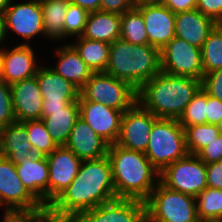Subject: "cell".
Instances as JSON below:
<instances>
[{"label":"cell","instance_id":"obj_1","mask_svg":"<svg viewBox=\"0 0 222 222\" xmlns=\"http://www.w3.org/2000/svg\"><path fill=\"white\" fill-rule=\"evenodd\" d=\"M116 198L109 157L82 160L75 179L46 208L45 219L67 222L80 212Z\"/></svg>","mask_w":222,"mask_h":222},{"label":"cell","instance_id":"obj_2","mask_svg":"<svg viewBox=\"0 0 222 222\" xmlns=\"http://www.w3.org/2000/svg\"><path fill=\"white\" fill-rule=\"evenodd\" d=\"M201 87L202 80L162 71L137 90V101L156 118L178 120Z\"/></svg>","mask_w":222,"mask_h":222},{"label":"cell","instance_id":"obj_3","mask_svg":"<svg viewBox=\"0 0 222 222\" xmlns=\"http://www.w3.org/2000/svg\"><path fill=\"white\" fill-rule=\"evenodd\" d=\"M116 197L145 202L159 182L160 173L143 152L110 144L108 154Z\"/></svg>","mask_w":222,"mask_h":222},{"label":"cell","instance_id":"obj_4","mask_svg":"<svg viewBox=\"0 0 222 222\" xmlns=\"http://www.w3.org/2000/svg\"><path fill=\"white\" fill-rule=\"evenodd\" d=\"M104 72L138 90L162 72L161 50L149 44L136 45L116 39L110 44L109 61Z\"/></svg>","mask_w":222,"mask_h":222},{"label":"cell","instance_id":"obj_5","mask_svg":"<svg viewBox=\"0 0 222 222\" xmlns=\"http://www.w3.org/2000/svg\"><path fill=\"white\" fill-rule=\"evenodd\" d=\"M0 208L17 220L45 219L46 209L26 190L15 165L0 156Z\"/></svg>","mask_w":222,"mask_h":222},{"label":"cell","instance_id":"obj_6","mask_svg":"<svg viewBox=\"0 0 222 222\" xmlns=\"http://www.w3.org/2000/svg\"><path fill=\"white\" fill-rule=\"evenodd\" d=\"M144 154L159 173L189 154L184 128L177 119L158 118L153 123L149 144Z\"/></svg>","mask_w":222,"mask_h":222},{"label":"cell","instance_id":"obj_7","mask_svg":"<svg viewBox=\"0 0 222 222\" xmlns=\"http://www.w3.org/2000/svg\"><path fill=\"white\" fill-rule=\"evenodd\" d=\"M147 222H197L196 197L171 190L160 181L145 201Z\"/></svg>","mask_w":222,"mask_h":222},{"label":"cell","instance_id":"obj_8","mask_svg":"<svg viewBox=\"0 0 222 222\" xmlns=\"http://www.w3.org/2000/svg\"><path fill=\"white\" fill-rule=\"evenodd\" d=\"M103 103L123 113L137 102V90L128 82L105 72H93L79 90V99Z\"/></svg>","mask_w":222,"mask_h":222},{"label":"cell","instance_id":"obj_9","mask_svg":"<svg viewBox=\"0 0 222 222\" xmlns=\"http://www.w3.org/2000/svg\"><path fill=\"white\" fill-rule=\"evenodd\" d=\"M159 181L171 190L196 197L207 188L206 164L196 155L188 154L167 166Z\"/></svg>","mask_w":222,"mask_h":222},{"label":"cell","instance_id":"obj_10","mask_svg":"<svg viewBox=\"0 0 222 222\" xmlns=\"http://www.w3.org/2000/svg\"><path fill=\"white\" fill-rule=\"evenodd\" d=\"M20 1L12 0L2 13L6 38L14 33L23 39L18 45H31L30 41L36 36L45 37L41 4L40 0Z\"/></svg>","mask_w":222,"mask_h":222},{"label":"cell","instance_id":"obj_11","mask_svg":"<svg viewBox=\"0 0 222 222\" xmlns=\"http://www.w3.org/2000/svg\"><path fill=\"white\" fill-rule=\"evenodd\" d=\"M163 72L203 80L201 49L179 37H174L161 49Z\"/></svg>","mask_w":222,"mask_h":222},{"label":"cell","instance_id":"obj_12","mask_svg":"<svg viewBox=\"0 0 222 222\" xmlns=\"http://www.w3.org/2000/svg\"><path fill=\"white\" fill-rule=\"evenodd\" d=\"M67 222H147L146 205L140 200L116 198L80 212Z\"/></svg>","mask_w":222,"mask_h":222},{"label":"cell","instance_id":"obj_13","mask_svg":"<svg viewBox=\"0 0 222 222\" xmlns=\"http://www.w3.org/2000/svg\"><path fill=\"white\" fill-rule=\"evenodd\" d=\"M138 101L122 115L117 145L145 153L153 123L157 120Z\"/></svg>","mask_w":222,"mask_h":222},{"label":"cell","instance_id":"obj_14","mask_svg":"<svg viewBox=\"0 0 222 222\" xmlns=\"http://www.w3.org/2000/svg\"><path fill=\"white\" fill-rule=\"evenodd\" d=\"M36 77L43 97L42 112H57L71 102H78L79 89L49 65L41 64Z\"/></svg>","mask_w":222,"mask_h":222},{"label":"cell","instance_id":"obj_15","mask_svg":"<svg viewBox=\"0 0 222 222\" xmlns=\"http://www.w3.org/2000/svg\"><path fill=\"white\" fill-rule=\"evenodd\" d=\"M136 8L144 18L148 44L161 50L175 37V13L158 0L139 1Z\"/></svg>","mask_w":222,"mask_h":222},{"label":"cell","instance_id":"obj_16","mask_svg":"<svg viewBox=\"0 0 222 222\" xmlns=\"http://www.w3.org/2000/svg\"><path fill=\"white\" fill-rule=\"evenodd\" d=\"M31 45H18L1 49V80L9 85L36 76L40 67Z\"/></svg>","mask_w":222,"mask_h":222},{"label":"cell","instance_id":"obj_17","mask_svg":"<svg viewBox=\"0 0 222 222\" xmlns=\"http://www.w3.org/2000/svg\"><path fill=\"white\" fill-rule=\"evenodd\" d=\"M79 117L109 144H115L120 134L123 112L103 103L78 100Z\"/></svg>","mask_w":222,"mask_h":222},{"label":"cell","instance_id":"obj_18","mask_svg":"<svg viewBox=\"0 0 222 222\" xmlns=\"http://www.w3.org/2000/svg\"><path fill=\"white\" fill-rule=\"evenodd\" d=\"M49 167V205L77 176L82 160L66 146L46 156Z\"/></svg>","mask_w":222,"mask_h":222},{"label":"cell","instance_id":"obj_19","mask_svg":"<svg viewBox=\"0 0 222 222\" xmlns=\"http://www.w3.org/2000/svg\"><path fill=\"white\" fill-rule=\"evenodd\" d=\"M10 88L16 122L41 120L43 97L37 77L21 80L10 85Z\"/></svg>","mask_w":222,"mask_h":222},{"label":"cell","instance_id":"obj_20","mask_svg":"<svg viewBox=\"0 0 222 222\" xmlns=\"http://www.w3.org/2000/svg\"><path fill=\"white\" fill-rule=\"evenodd\" d=\"M17 175L26 190L46 209L49 206V167L46 156L15 165Z\"/></svg>","mask_w":222,"mask_h":222},{"label":"cell","instance_id":"obj_21","mask_svg":"<svg viewBox=\"0 0 222 222\" xmlns=\"http://www.w3.org/2000/svg\"><path fill=\"white\" fill-rule=\"evenodd\" d=\"M109 143L82 118H78L65 146L81 160L100 159L108 154Z\"/></svg>","mask_w":222,"mask_h":222},{"label":"cell","instance_id":"obj_22","mask_svg":"<svg viewBox=\"0 0 222 222\" xmlns=\"http://www.w3.org/2000/svg\"><path fill=\"white\" fill-rule=\"evenodd\" d=\"M0 156L8 158L14 165L25 158L33 160L40 156L28 141L27 130L22 122H14L0 128Z\"/></svg>","mask_w":222,"mask_h":222},{"label":"cell","instance_id":"obj_23","mask_svg":"<svg viewBox=\"0 0 222 222\" xmlns=\"http://www.w3.org/2000/svg\"><path fill=\"white\" fill-rule=\"evenodd\" d=\"M216 25L198 9L175 13V36L200 49Z\"/></svg>","mask_w":222,"mask_h":222},{"label":"cell","instance_id":"obj_24","mask_svg":"<svg viewBox=\"0 0 222 222\" xmlns=\"http://www.w3.org/2000/svg\"><path fill=\"white\" fill-rule=\"evenodd\" d=\"M56 64L52 68L61 77L75 85L79 90L85 85L93 74L85 61L79 56L76 49L70 44L64 43L54 50Z\"/></svg>","mask_w":222,"mask_h":222},{"label":"cell","instance_id":"obj_25","mask_svg":"<svg viewBox=\"0 0 222 222\" xmlns=\"http://www.w3.org/2000/svg\"><path fill=\"white\" fill-rule=\"evenodd\" d=\"M121 34V15L95 11L88 14L81 37L111 44Z\"/></svg>","mask_w":222,"mask_h":222},{"label":"cell","instance_id":"obj_26","mask_svg":"<svg viewBox=\"0 0 222 222\" xmlns=\"http://www.w3.org/2000/svg\"><path fill=\"white\" fill-rule=\"evenodd\" d=\"M78 118V102H71L57 112H42V121L57 146H65Z\"/></svg>","mask_w":222,"mask_h":222},{"label":"cell","instance_id":"obj_27","mask_svg":"<svg viewBox=\"0 0 222 222\" xmlns=\"http://www.w3.org/2000/svg\"><path fill=\"white\" fill-rule=\"evenodd\" d=\"M45 38L64 41V18L69 0H40Z\"/></svg>","mask_w":222,"mask_h":222},{"label":"cell","instance_id":"obj_28","mask_svg":"<svg viewBox=\"0 0 222 222\" xmlns=\"http://www.w3.org/2000/svg\"><path fill=\"white\" fill-rule=\"evenodd\" d=\"M70 44L93 72H104L108 61L110 44L83 37L73 38Z\"/></svg>","mask_w":222,"mask_h":222},{"label":"cell","instance_id":"obj_29","mask_svg":"<svg viewBox=\"0 0 222 222\" xmlns=\"http://www.w3.org/2000/svg\"><path fill=\"white\" fill-rule=\"evenodd\" d=\"M120 39L136 45L148 44L144 18L136 7L121 15Z\"/></svg>","mask_w":222,"mask_h":222},{"label":"cell","instance_id":"obj_30","mask_svg":"<svg viewBox=\"0 0 222 222\" xmlns=\"http://www.w3.org/2000/svg\"><path fill=\"white\" fill-rule=\"evenodd\" d=\"M204 75L222 68V23L209 33L201 48Z\"/></svg>","mask_w":222,"mask_h":222},{"label":"cell","instance_id":"obj_31","mask_svg":"<svg viewBox=\"0 0 222 222\" xmlns=\"http://www.w3.org/2000/svg\"><path fill=\"white\" fill-rule=\"evenodd\" d=\"M199 220L222 221V189L207 187L196 196Z\"/></svg>","mask_w":222,"mask_h":222},{"label":"cell","instance_id":"obj_32","mask_svg":"<svg viewBox=\"0 0 222 222\" xmlns=\"http://www.w3.org/2000/svg\"><path fill=\"white\" fill-rule=\"evenodd\" d=\"M187 151L197 155L220 134L215 124H199L184 128Z\"/></svg>","mask_w":222,"mask_h":222},{"label":"cell","instance_id":"obj_33","mask_svg":"<svg viewBox=\"0 0 222 222\" xmlns=\"http://www.w3.org/2000/svg\"><path fill=\"white\" fill-rule=\"evenodd\" d=\"M22 123L27 130L28 141L40 155L47 156L58 147L52 140L42 119L28 120Z\"/></svg>","mask_w":222,"mask_h":222},{"label":"cell","instance_id":"obj_34","mask_svg":"<svg viewBox=\"0 0 222 222\" xmlns=\"http://www.w3.org/2000/svg\"><path fill=\"white\" fill-rule=\"evenodd\" d=\"M207 92L201 87L178 118L179 124L185 128L207 123Z\"/></svg>","mask_w":222,"mask_h":222},{"label":"cell","instance_id":"obj_35","mask_svg":"<svg viewBox=\"0 0 222 222\" xmlns=\"http://www.w3.org/2000/svg\"><path fill=\"white\" fill-rule=\"evenodd\" d=\"M88 14L79 5L69 2L64 18V40L80 37L83 34Z\"/></svg>","mask_w":222,"mask_h":222},{"label":"cell","instance_id":"obj_36","mask_svg":"<svg viewBox=\"0 0 222 222\" xmlns=\"http://www.w3.org/2000/svg\"><path fill=\"white\" fill-rule=\"evenodd\" d=\"M16 122L13 107L11 88L8 83L0 80V128Z\"/></svg>","mask_w":222,"mask_h":222},{"label":"cell","instance_id":"obj_37","mask_svg":"<svg viewBox=\"0 0 222 222\" xmlns=\"http://www.w3.org/2000/svg\"><path fill=\"white\" fill-rule=\"evenodd\" d=\"M202 88L212 97L222 101V68L205 74Z\"/></svg>","mask_w":222,"mask_h":222},{"label":"cell","instance_id":"obj_38","mask_svg":"<svg viewBox=\"0 0 222 222\" xmlns=\"http://www.w3.org/2000/svg\"><path fill=\"white\" fill-rule=\"evenodd\" d=\"M205 164L222 160V135L219 134L208 146L204 147L197 155Z\"/></svg>","mask_w":222,"mask_h":222},{"label":"cell","instance_id":"obj_39","mask_svg":"<svg viewBox=\"0 0 222 222\" xmlns=\"http://www.w3.org/2000/svg\"><path fill=\"white\" fill-rule=\"evenodd\" d=\"M197 7L205 16L217 24L222 23V0H196Z\"/></svg>","mask_w":222,"mask_h":222},{"label":"cell","instance_id":"obj_40","mask_svg":"<svg viewBox=\"0 0 222 222\" xmlns=\"http://www.w3.org/2000/svg\"><path fill=\"white\" fill-rule=\"evenodd\" d=\"M139 0H101L100 11L122 15L124 12L136 7Z\"/></svg>","mask_w":222,"mask_h":222},{"label":"cell","instance_id":"obj_41","mask_svg":"<svg viewBox=\"0 0 222 222\" xmlns=\"http://www.w3.org/2000/svg\"><path fill=\"white\" fill-rule=\"evenodd\" d=\"M207 187L222 189V160L206 164Z\"/></svg>","mask_w":222,"mask_h":222},{"label":"cell","instance_id":"obj_42","mask_svg":"<svg viewBox=\"0 0 222 222\" xmlns=\"http://www.w3.org/2000/svg\"><path fill=\"white\" fill-rule=\"evenodd\" d=\"M207 123L217 124L222 119V101L207 93Z\"/></svg>","mask_w":222,"mask_h":222},{"label":"cell","instance_id":"obj_43","mask_svg":"<svg viewBox=\"0 0 222 222\" xmlns=\"http://www.w3.org/2000/svg\"><path fill=\"white\" fill-rule=\"evenodd\" d=\"M168 7L173 13L191 11L196 9V0H158Z\"/></svg>","mask_w":222,"mask_h":222},{"label":"cell","instance_id":"obj_44","mask_svg":"<svg viewBox=\"0 0 222 222\" xmlns=\"http://www.w3.org/2000/svg\"><path fill=\"white\" fill-rule=\"evenodd\" d=\"M69 2L75 5H79L88 13L100 11L101 7V0H69Z\"/></svg>","mask_w":222,"mask_h":222},{"label":"cell","instance_id":"obj_45","mask_svg":"<svg viewBox=\"0 0 222 222\" xmlns=\"http://www.w3.org/2000/svg\"><path fill=\"white\" fill-rule=\"evenodd\" d=\"M5 40L7 41L6 33H5L4 18H3V15L0 14V49L5 47V45H6L5 44L6 43ZM1 46H3V47H1Z\"/></svg>","mask_w":222,"mask_h":222},{"label":"cell","instance_id":"obj_46","mask_svg":"<svg viewBox=\"0 0 222 222\" xmlns=\"http://www.w3.org/2000/svg\"><path fill=\"white\" fill-rule=\"evenodd\" d=\"M12 0H0V14H2L10 5Z\"/></svg>","mask_w":222,"mask_h":222},{"label":"cell","instance_id":"obj_47","mask_svg":"<svg viewBox=\"0 0 222 222\" xmlns=\"http://www.w3.org/2000/svg\"><path fill=\"white\" fill-rule=\"evenodd\" d=\"M2 216H3L2 217L3 219L0 222H17L18 221L15 217L6 213H3Z\"/></svg>","mask_w":222,"mask_h":222},{"label":"cell","instance_id":"obj_48","mask_svg":"<svg viewBox=\"0 0 222 222\" xmlns=\"http://www.w3.org/2000/svg\"><path fill=\"white\" fill-rule=\"evenodd\" d=\"M21 222H53L47 219H41V220H21Z\"/></svg>","mask_w":222,"mask_h":222},{"label":"cell","instance_id":"obj_49","mask_svg":"<svg viewBox=\"0 0 222 222\" xmlns=\"http://www.w3.org/2000/svg\"><path fill=\"white\" fill-rule=\"evenodd\" d=\"M217 125V128L219 130V133L222 135V119L220 120L219 123L216 124Z\"/></svg>","mask_w":222,"mask_h":222},{"label":"cell","instance_id":"obj_50","mask_svg":"<svg viewBox=\"0 0 222 222\" xmlns=\"http://www.w3.org/2000/svg\"><path fill=\"white\" fill-rule=\"evenodd\" d=\"M197 222H222V221L198 220Z\"/></svg>","mask_w":222,"mask_h":222},{"label":"cell","instance_id":"obj_51","mask_svg":"<svg viewBox=\"0 0 222 222\" xmlns=\"http://www.w3.org/2000/svg\"><path fill=\"white\" fill-rule=\"evenodd\" d=\"M0 80H1V49H0Z\"/></svg>","mask_w":222,"mask_h":222}]
</instances>
